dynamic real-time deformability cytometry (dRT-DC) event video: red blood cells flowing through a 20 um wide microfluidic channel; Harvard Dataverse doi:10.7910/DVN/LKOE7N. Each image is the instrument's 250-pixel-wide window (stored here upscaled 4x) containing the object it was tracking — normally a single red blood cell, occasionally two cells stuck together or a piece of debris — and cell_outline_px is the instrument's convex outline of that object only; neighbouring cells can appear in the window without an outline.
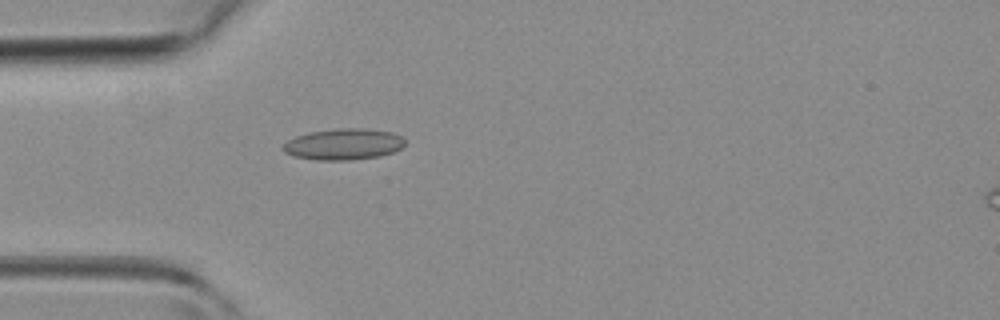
{"species": "common noctule bat (a hibernating species)", "species_latin": "Nyctalus noctula", "temperature_condition": "room temperature", "stored_images_in_passage": 32, "camera_frame_rate_fps": 3000, "um_per_image_px": 0.085, "animal": {"sex": "female", "body_mass_g": 19.3, "forearm_length_mm": 54.1}, "frame": {"image": 1, "passage_image": 1, "time_ms": 0.0, "image_size_px": [1000, 320], "cell_outline_px": [[404, 144], [400, 148], [392, 152], [380, 156], [348, 160], [316, 160], [292, 156], [284, 152], [280, 148], [288, 140], [296, 136], [308, 132], [340, 128], [360, 128], [392, 132], [400, 136], [404, 140]], "centroid_in_image_um": [29.15, 12.26], "position_along_channel_um": 55.9, "area_um2": 22.14}}
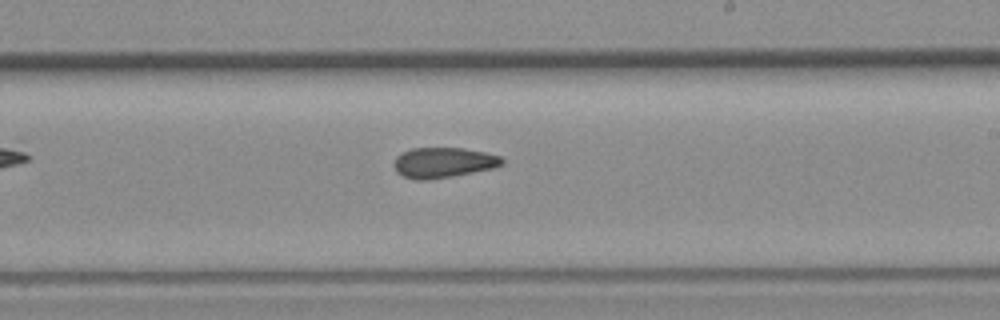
{"frame": {"image": 2, "passage_image": 14, "time_ms": 4.333, "image_size_px": [1000, 320], "cell_outline_px": [[504, 164], [492, 168], [452, 176], [428, 180], [416, 180], [404, 176], [396, 172], [392, 164], [396, 156], [412, 148], [464, 148], [484, 152], [500, 156], [504, 160]], "centroid_in_image_um": [37.66, 13.82], "position_along_channel_um": 251.3, "area_um2": 19.07}}
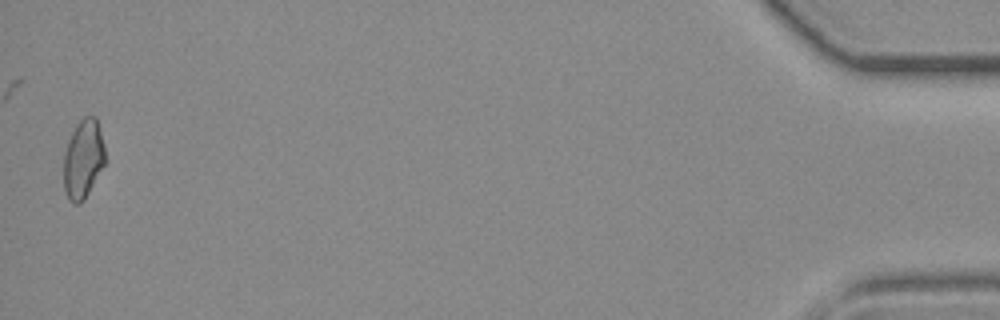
{"frame": {"image": 3, "passage_image": 32, "time_ms": 10.333, "image_size_px": [1000, 320], "cell_outline_px": [[104, 164], [84, 200], [80, 204], [76, 204], [68, 200], [64, 188], [64, 152], [68, 140], [76, 124], [84, 116], [96, 116], [104, 144]], "centroid_in_image_um": [7.06, 13.51], "position_along_channel_um": 428.1, "area_um2": 18.96}}